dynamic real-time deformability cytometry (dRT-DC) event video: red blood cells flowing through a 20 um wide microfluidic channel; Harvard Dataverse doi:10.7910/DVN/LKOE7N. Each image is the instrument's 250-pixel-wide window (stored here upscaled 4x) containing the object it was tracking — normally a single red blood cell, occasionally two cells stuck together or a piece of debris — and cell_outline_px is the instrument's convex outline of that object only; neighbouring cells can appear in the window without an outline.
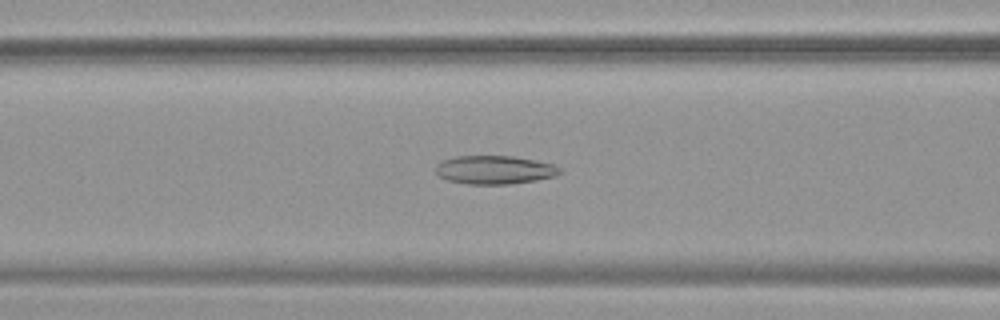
{"species": "common noctule bat (a hibernating species)", "species_latin": "Nyctalus noctula", "temperature_condition": "warm", "stored_images_in_passage": 53, "camera_frame_rate_fps": 3000, "um_per_image_px": 0.085, "animal": {"sex": "female", "body_mass_g": 19.9}, "frame": {"image": 1, "passage_image": 22, "time_ms": 7.0, "image_size_px": [1000, 320], "cell_outline_px": [[564, 172], [556, 176], [536, 180], [512, 184], [468, 184], [448, 180], [440, 176], [436, 172], [436, 164], [440, 160], [456, 156], [512, 156], [536, 160], [556, 164]], "centroid_in_image_um": [42.08, 14.43], "position_along_channel_um": 124.5, "area_um2": 20.87}}
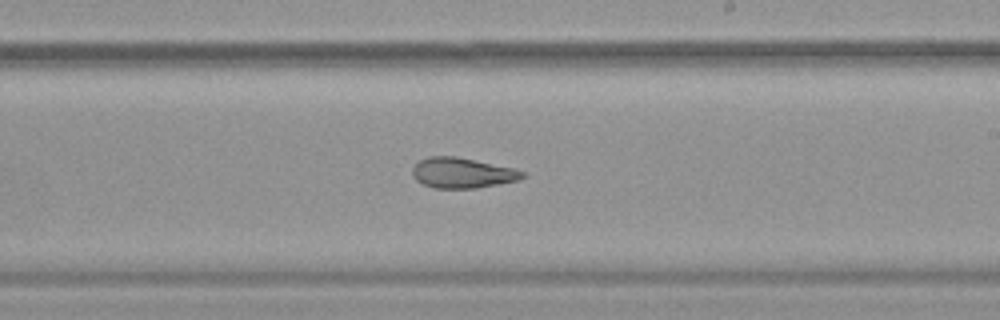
{"frame": {"image": 2, "passage_image": 32, "time_ms": 10.333, "image_size_px": [1000, 320], "cell_outline_px": [[524, 176], [520, 180], [476, 188], [436, 188], [424, 184], [416, 180], [412, 176], [412, 168], [420, 160], [428, 156], [456, 156], [516, 168], [524, 172]], "centroid_in_image_um": [39.3, 14.69], "position_along_channel_um": 249.7, "area_um2": 19.54}}
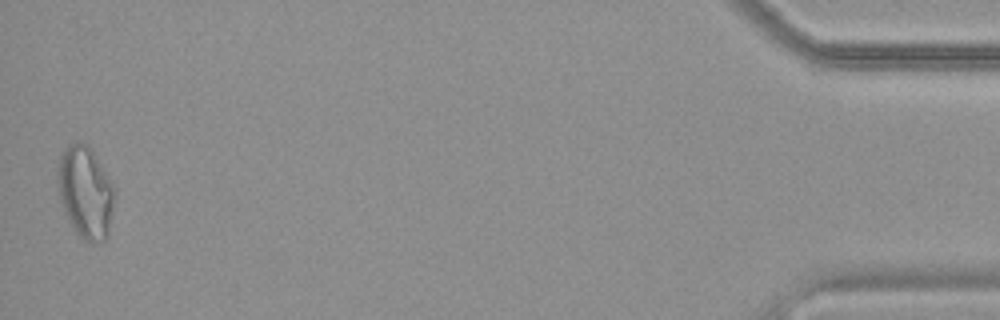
{"frame": {"image": 3, "passage_image": 53, "time_ms": 17.333, "image_size_px": [1000, 320], "cell_outline_px": [[116, 192], [108, 236], [104, 240], [84, 240], [76, 232], [68, 220], [60, 200], [56, 180], [56, 172], [60, 152], [68, 144], [88, 144], [92, 148], [116, 188]], "centroid_in_image_um": [7.26, 16.29], "position_along_channel_um": 427.9, "area_um2": 30.87}, "authors_computed_cell_mechanics": {"area_um2": 24.7962, "velocity_mm_per_s": 3.7675, "shape_relaxation_time_tau1_ms": null, "shape_relaxation_time_tau2_ms": 2.7172, "deformation_change_tau1": null, "deformation_change_tau2": 0.1069}}